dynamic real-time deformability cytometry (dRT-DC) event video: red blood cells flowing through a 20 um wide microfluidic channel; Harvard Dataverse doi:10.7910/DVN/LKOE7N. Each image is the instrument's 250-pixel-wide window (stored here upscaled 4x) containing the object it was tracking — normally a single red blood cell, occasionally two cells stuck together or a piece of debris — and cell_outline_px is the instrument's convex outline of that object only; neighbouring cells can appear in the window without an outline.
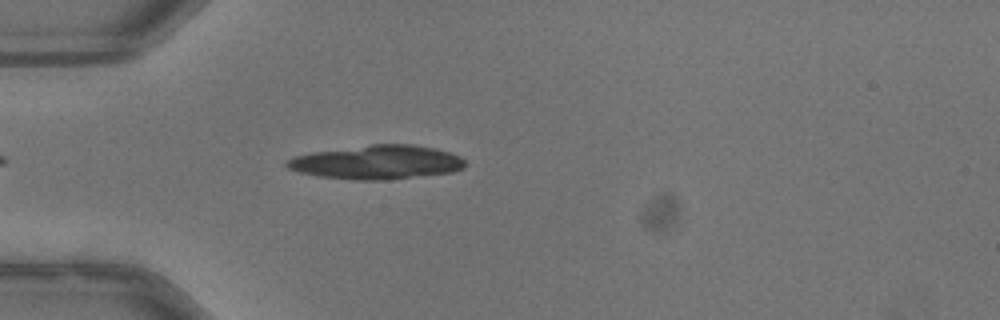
{"species": "common noctule bat (a hibernating species)", "species_latin": "Nyctalus noctula", "temperature_condition": "warm", "stored_images_in_passage": 44, "camera_frame_rate_fps": 3000, "um_per_image_px": 0.085, "animal": {"sex": "male", "body_mass_g": 13.3}, "frame": {"image": 1, "passage_image": 8, "time_ms": 2.333, "image_size_px": [1000, 320], "cell_outline_px": [[468, 164], [464, 168], [452, 172], [380, 180], [356, 180], [316, 176], [300, 172], [288, 168], [284, 164], [284, 160], [296, 156], [312, 152], [372, 144], [412, 144], [436, 148], [460, 156]], "centroid_in_image_um": [32.03, 13.78], "position_along_channel_um": 53.0, "area_um2": 35.2}}